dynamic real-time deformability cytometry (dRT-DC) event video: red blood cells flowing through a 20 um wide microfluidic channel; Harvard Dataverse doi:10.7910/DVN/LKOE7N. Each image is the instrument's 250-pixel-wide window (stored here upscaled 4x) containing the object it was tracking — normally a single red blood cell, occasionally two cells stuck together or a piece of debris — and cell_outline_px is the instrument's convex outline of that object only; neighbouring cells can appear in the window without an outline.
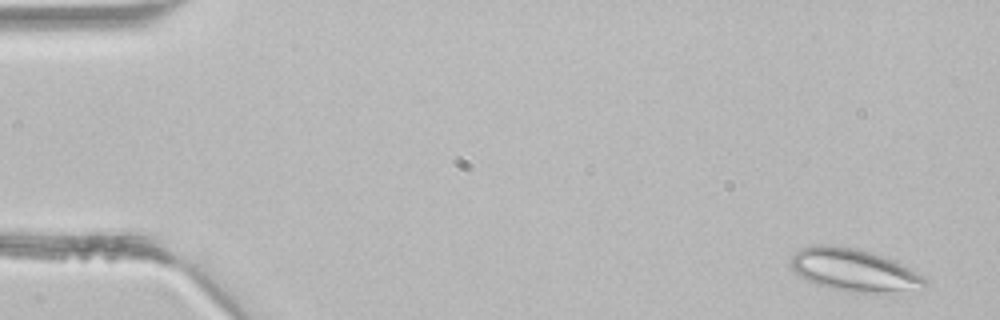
{"species": "common noctule bat (a hibernating species)", "species_latin": "Nyctalus noctula", "temperature_condition": "room temperature", "stored_images_in_passage": 3, "camera_frame_rate_fps": 3000, "um_per_image_px": 0.085, "animal": {"sex": "male", "body_mass_g": 21.5, "forearm_length_mm": 52.0}, "frame": {"image": 1, "passage_image": 1, "time_ms": 0.0, "image_size_px": [1000, 320], "cell_outline_px": [[924, 288], [888, 296], [852, 292], [832, 288], [816, 284], [804, 280], [788, 264], [792, 256], [800, 248], [820, 244], [828, 244], [856, 248], [872, 252], [884, 256], [908, 268], [920, 276], [924, 280]], "centroid_in_image_um": [72.58, 22.99], "position_along_channel_um": 12.4, "area_um2": 33.81}}